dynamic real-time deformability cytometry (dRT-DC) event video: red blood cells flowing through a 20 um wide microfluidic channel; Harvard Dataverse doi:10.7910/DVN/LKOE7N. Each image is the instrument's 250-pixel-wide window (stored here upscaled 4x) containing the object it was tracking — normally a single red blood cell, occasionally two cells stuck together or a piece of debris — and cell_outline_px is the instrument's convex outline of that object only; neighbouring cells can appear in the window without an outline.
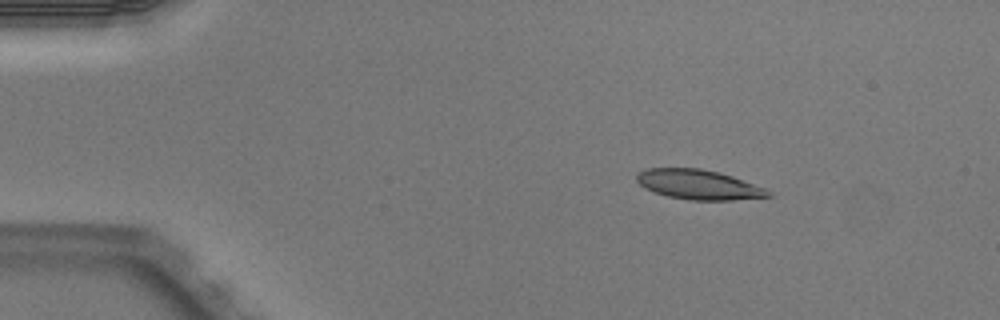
{"species": "Egyptian fruit bat (a non-hibernating species)", "species_latin": "Rousettus aegyptiacus", "temperature_condition": "warm", "stored_images_in_passage": 2, "camera_frame_rate_fps": 3000, "um_per_image_px": 0.085, "animal": {"sex": "male"}, "frame": {"image": 1, "passage_image": 1, "time_ms": 0.0, "image_size_px": [1000, 320], "cell_outline_px": [[772, 196], [732, 200], [688, 200], [668, 196], [656, 192], [640, 184], [636, 180], [636, 176], [640, 172], [648, 168], [700, 168], [720, 172], [732, 176], [764, 188], [772, 192]], "centroid_in_image_um": [59.41, 15.69], "position_along_channel_um": 25.6, "area_um2": 22.54}}